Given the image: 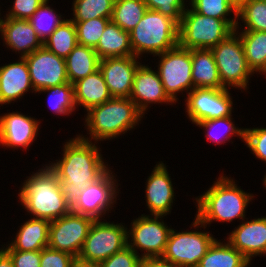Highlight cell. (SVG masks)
<instances>
[{
    "instance_id": "26",
    "label": "cell",
    "mask_w": 266,
    "mask_h": 267,
    "mask_svg": "<svg viewBox=\"0 0 266 267\" xmlns=\"http://www.w3.org/2000/svg\"><path fill=\"white\" fill-rule=\"evenodd\" d=\"M100 60L114 57L134 56L130 33L110 21L94 48Z\"/></svg>"
},
{
    "instance_id": "27",
    "label": "cell",
    "mask_w": 266,
    "mask_h": 267,
    "mask_svg": "<svg viewBox=\"0 0 266 267\" xmlns=\"http://www.w3.org/2000/svg\"><path fill=\"white\" fill-rule=\"evenodd\" d=\"M66 72L71 84L99 69L100 58L92 47L79 45L65 58Z\"/></svg>"
},
{
    "instance_id": "1",
    "label": "cell",
    "mask_w": 266,
    "mask_h": 267,
    "mask_svg": "<svg viewBox=\"0 0 266 267\" xmlns=\"http://www.w3.org/2000/svg\"><path fill=\"white\" fill-rule=\"evenodd\" d=\"M61 161L48 166L59 179L62 194L72 204L81 189L96 182L109 169L95 144L78 136L64 146Z\"/></svg>"
},
{
    "instance_id": "13",
    "label": "cell",
    "mask_w": 266,
    "mask_h": 267,
    "mask_svg": "<svg viewBox=\"0 0 266 267\" xmlns=\"http://www.w3.org/2000/svg\"><path fill=\"white\" fill-rule=\"evenodd\" d=\"M158 218H161V216L154 215L152 219L149 216L142 215L133 221V227H131L130 233L127 234V238H129L130 234L132 236L131 241L133 243L127 241V245L131 249L136 253V247L146 251L141 256L142 259L162 257L165 252L171 229L168 226L166 227L163 222H160Z\"/></svg>"
},
{
    "instance_id": "47",
    "label": "cell",
    "mask_w": 266,
    "mask_h": 267,
    "mask_svg": "<svg viewBox=\"0 0 266 267\" xmlns=\"http://www.w3.org/2000/svg\"><path fill=\"white\" fill-rule=\"evenodd\" d=\"M71 267H100L99 263L81 260L78 257L72 262Z\"/></svg>"
},
{
    "instance_id": "11",
    "label": "cell",
    "mask_w": 266,
    "mask_h": 267,
    "mask_svg": "<svg viewBox=\"0 0 266 267\" xmlns=\"http://www.w3.org/2000/svg\"><path fill=\"white\" fill-rule=\"evenodd\" d=\"M214 239L205 232H177L171 229L162 258L183 267H197Z\"/></svg>"
},
{
    "instance_id": "49",
    "label": "cell",
    "mask_w": 266,
    "mask_h": 267,
    "mask_svg": "<svg viewBox=\"0 0 266 267\" xmlns=\"http://www.w3.org/2000/svg\"><path fill=\"white\" fill-rule=\"evenodd\" d=\"M264 185H266V175H265V178H264ZM266 187V186H265Z\"/></svg>"
},
{
    "instance_id": "44",
    "label": "cell",
    "mask_w": 266,
    "mask_h": 267,
    "mask_svg": "<svg viewBox=\"0 0 266 267\" xmlns=\"http://www.w3.org/2000/svg\"><path fill=\"white\" fill-rule=\"evenodd\" d=\"M5 251L12 258L14 267H40L41 251Z\"/></svg>"
},
{
    "instance_id": "43",
    "label": "cell",
    "mask_w": 266,
    "mask_h": 267,
    "mask_svg": "<svg viewBox=\"0 0 266 267\" xmlns=\"http://www.w3.org/2000/svg\"><path fill=\"white\" fill-rule=\"evenodd\" d=\"M45 0H15L6 18L29 20Z\"/></svg>"
},
{
    "instance_id": "46",
    "label": "cell",
    "mask_w": 266,
    "mask_h": 267,
    "mask_svg": "<svg viewBox=\"0 0 266 267\" xmlns=\"http://www.w3.org/2000/svg\"><path fill=\"white\" fill-rule=\"evenodd\" d=\"M0 267H14L12 258L3 249H0Z\"/></svg>"
},
{
    "instance_id": "3",
    "label": "cell",
    "mask_w": 266,
    "mask_h": 267,
    "mask_svg": "<svg viewBox=\"0 0 266 267\" xmlns=\"http://www.w3.org/2000/svg\"><path fill=\"white\" fill-rule=\"evenodd\" d=\"M224 177L221 176L205 194L196 198L198 213L194 227L200 224L202 227L212 220L230 222L237 218L244 219L245 208L253 196L237 188L233 180Z\"/></svg>"
},
{
    "instance_id": "37",
    "label": "cell",
    "mask_w": 266,
    "mask_h": 267,
    "mask_svg": "<svg viewBox=\"0 0 266 267\" xmlns=\"http://www.w3.org/2000/svg\"><path fill=\"white\" fill-rule=\"evenodd\" d=\"M51 92L49 96L50 107L54 110L55 113L58 114H71L74 110L75 102H74V92H73V84L70 82L48 87L46 89L39 90L38 92Z\"/></svg>"
},
{
    "instance_id": "33",
    "label": "cell",
    "mask_w": 266,
    "mask_h": 267,
    "mask_svg": "<svg viewBox=\"0 0 266 267\" xmlns=\"http://www.w3.org/2000/svg\"><path fill=\"white\" fill-rule=\"evenodd\" d=\"M115 0H75L72 21H87L96 18L111 19Z\"/></svg>"
},
{
    "instance_id": "29",
    "label": "cell",
    "mask_w": 266,
    "mask_h": 267,
    "mask_svg": "<svg viewBox=\"0 0 266 267\" xmlns=\"http://www.w3.org/2000/svg\"><path fill=\"white\" fill-rule=\"evenodd\" d=\"M243 31L239 37L243 44L247 64L253 72L263 73L266 69V31Z\"/></svg>"
},
{
    "instance_id": "7",
    "label": "cell",
    "mask_w": 266,
    "mask_h": 267,
    "mask_svg": "<svg viewBox=\"0 0 266 267\" xmlns=\"http://www.w3.org/2000/svg\"><path fill=\"white\" fill-rule=\"evenodd\" d=\"M236 30L226 39L211 48L218 68L222 86L227 89L234 87L246 88L249 75L253 71L249 68L242 41ZM236 34V35H235ZM238 35V37H236Z\"/></svg>"
},
{
    "instance_id": "10",
    "label": "cell",
    "mask_w": 266,
    "mask_h": 267,
    "mask_svg": "<svg viewBox=\"0 0 266 267\" xmlns=\"http://www.w3.org/2000/svg\"><path fill=\"white\" fill-rule=\"evenodd\" d=\"M161 61L157 73L165 92L177 101L176 92L194 89L192 81V49L179 45L158 55Z\"/></svg>"
},
{
    "instance_id": "8",
    "label": "cell",
    "mask_w": 266,
    "mask_h": 267,
    "mask_svg": "<svg viewBox=\"0 0 266 267\" xmlns=\"http://www.w3.org/2000/svg\"><path fill=\"white\" fill-rule=\"evenodd\" d=\"M128 233L122 224L94 220L78 258L100 263L127 246Z\"/></svg>"
},
{
    "instance_id": "34",
    "label": "cell",
    "mask_w": 266,
    "mask_h": 267,
    "mask_svg": "<svg viewBox=\"0 0 266 267\" xmlns=\"http://www.w3.org/2000/svg\"><path fill=\"white\" fill-rule=\"evenodd\" d=\"M241 17L245 30L266 31V0H246L238 6L237 18Z\"/></svg>"
},
{
    "instance_id": "31",
    "label": "cell",
    "mask_w": 266,
    "mask_h": 267,
    "mask_svg": "<svg viewBox=\"0 0 266 267\" xmlns=\"http://www.w3.org/2000/svg\"><path fill=\"white\" fill-rule=\"evenodd\" d=\"M147 6L143 0H115L111 21L130 32L142 19Z\"/></svg>"
},
{
    "instance_id": "6",
    "label": "cell",
    "mask_w": 266,
    "mask_h": 267,
    "mask_svg": "<svg viewBox=\"0 0 266 267\" xmlns=\"http://www.w3.org/2000/svg\"><path fill=\"white\" fill-rule=\"evenodd\" d=\"M234 31L225 20L185 9L179 23L178 45L186 49H211Z\"/></svg>"
},
{
    "instance_id": "28",
    "label": "cell",
    "mask_w": 266,
    "mask_h": 267,
    "mask_svg": "<svg viewBox=\"0 0 266 267\" xmlns=\"http://www.w3.org/2000/svg\"><path fill=\"white\" fill-rule=\"evenodd\" d=\"M249 260L230 243L215 240L197 267H247Z\"/></svg>"
},
{
    "instance_id": "38",
    "label": "cell",
    "mask_w": 266,
    "mask_h": 267,
    "mask_svg": "<svg viewBox=\"0 0 266 267\" xmlns=\"http://www.w3.org/2000/svg\"><path fill=\"white\" fill-rule=\"evenodd\" d=\"M147 9L157 10L162 15L174 19L178 24L182 20L185 11L184 0H143Z\"/></svg>"
},
{
    "instance_id": "32",
    "label": "cell",
    "mask_w": 266,
    "mask_h": 267,
    "mask_svg": "<svg viewBox=\"0 0 266 267\" xmlns=\"http://www.w3.org/2000/svg\"><path fill=\"white\" fill-rule=\"evenodd\" d=\"M192 9L204 16L225 20L234 30H237L238 21L228 19L229 13L234 12L237 17L238 6L232 0H191Z\"/></svg>"
},
{
    "instance_id": "2",
    "label": "cell",
    "mask_w": 266,
    "mask_h": 267,
    "mask_svg": "<svg viewBox=\"0 0 266 267\" xmlns=\"http://www.w3.org/2000/svg\"><path fill=\"white\" fill-rule=\"evenodd\" d=\"M20 190L21 203L36 218L52 221L71 211V203L62 194L59 179L48 166L29 177Z\"/></svg>"
},
{
    "instance_id": "17",
    "label": "cell",
    "mask_w": 266,
    "mask_h": 267,
    "mask_svg": "<svg viewBox=\"0 0 266 267\" xmlns=\"http://www.w3.org/2000/svg\"><path fill=\"white\" fill-rule=\"evenodd\" d=\"M129 98L142 114H144L148 103L174 102L165 92L159 74L143 65H140L136 70Z\"/></svg>"
},
{
    "instance_id": "39",
    "label": "cell",
    "mask_w": 266,
    "mask_h": 267,
    "mask_svg": "<svg viewBox=\"0 0 266 267\" xmlns=\"http://www.w3.org/2000/svg\"><path fill=\"white\" fill-rule=\"evenodd\" d=\"M231 116H228V117H224V118H218V119H212V120H203V121H200L198 123H196V125H199V127H204V129L207 130H213L215 127L217 128V126H222L225 125L226 127V131L228 133H230L231 135H235L237 134L238 136L241 137V139L243 138V141H244V135H245V129H238L236 127H234V124L233 122H231ZM228 133H225V138L226 141L230 138V134L228 136ZM207 138L213 142H216V143H223L225 140H220L221 138H218V136H216V134H212L211 131H207V134H206ZM223 137V136H222ZM228 138V139H227Z\"/></svg>"
},
{
    "instance_id": "15",
    "label": "cell",
    "mask_w": 266,
    "mask_h": 267,
    "mask_svg": "<svg viewBox=\"0 0 266 267\" xmlns=\"http://www.w3.org/2000/svg\"><path fill=\"white\" fill-rule=\"evenodd\" d=\"M108 170L96 182L88 184L81 189L77 198L71 204V211L87 215L95 220L100 219L102 213L111 208V204L116 198V188L114 176ZM107 209V210H106Z\"/></svg>"
},
{
    "instance_id": "30",
    "label": "cell",
    "mask_w": 266,
    "mask_h": 267,
    "mask_svg": "<svg viewBox=\"0 0 266 267\" xmlns=\"http://www.w3.org/2000/svg\"><path fill=\"white\" fill-rule=\"evenodd\" d=\"M77 30L75 23L67 19L44 41L43 46L55 55L66 58L77 46Z\"/></svg>"
},
{
    "instance_id": "14",
    "label": "cell",
    "mask_w": 266,
    "mask_h": 267,
    "mask_svg": "<svg viewBox=\"0 0 266 267\" xmlns=\"http://www.w3.org/2000/svg\"><path fill=\"white\" fill-rule=\"evenodd\" d=\"M24 58L29 68L34 88L32 90L37 92L69 82L65 59L55 55L44 46Z\"/></svg>"
},
{
    "instance_id": "21",
    "label": "cell",
    "mask_w": 266,
    "mask_h": 267,
    "mask_svg": "<svg viewBox=\"0 0 266 267\" xmlns=\"http://www.w3.org/2000/svg\"><path fill=\"white\" fill-rule=\"evenodd\" d=\"M0 32L5 44L13 50L21 51L22 58L43 46L29 20L6 18L0 21Z\"/></svg>"
},
{
    "instance_id": "36",
    "label": "cell",
    "mask_w": 266,
    "mask_h": 267,
    "mask_svg": "<svg viewBox=\"0 0 266 267\" xmlns=\"http://www.w3.org/2000/svg\"><path fill=\"white\" fill-rule=\"evenodd\" d=\"M111 21L108 18H96L87 21H73L77 30L79 45L95 48L104 32L106 25Z\"/></svg>"
},
{
    "instance_id": "19",
    "label": "cell",
    "mask_w": 266,
    "mask_h": 267,
    "mask_svg": "<svg viewBox=\"0 0 266 267\" xmlns=\"http://www.w3.org/2000/svg\"><path fill=\"white\" fill-rule=\"evenodd\" d=\"M228 242L249 261L251 257L266 253V217L247 221L229 235Z\"/></svg>"
},
{
    "instance_id": "20",
    "label": "cell",
    "mask_w": 266,
    "mask_h": 267,
    "mask_svg": "<svg viewBox=\"0 0 266 267\" xmlns=\"http://www.w3.org/2000/svg\"><path fill=\"white\" fill-rule=\"evenodd\" d=\"M146 202L151 215L162 216L169 213L174 199V191L169 174L163 163L156 165L146 184Z\"/></svg>"
},
{
    "instance_id": "25",
    "label": "cell",
    "mask_w": 266,
    "mask_h": 267,
    "mask_svg": "<svg viewBox=\"0 0 266 267\" xmlns=\"http://www.w3.org/2000/svg\"><path fill=\"white\" fill-rule=\"evenodd\" d=\"M194 88L224 89L211 49H192Z\"/></svg>"
},
{
    "instance_id": "16",
    "label": "cell",
    "mask_w": 266,
    "mask_h": 267,
    "mask_svg": "<svg viewBox=\"0 0 266 267\" xmlns=\"http://www.w3.org/2000/svg\"><path fill=\"white\" fill-rule=\"evenodd\" d=\"M136 59L135 56H126L100 60L99 69L112 97H130L134 76L140 66Z\"/></svg>"
},
{
    "instance_id": "45",
    "label": "cell",
    "mask_w": 266,
    "mask_h": 267,
    "mask_svg": "<svg viewBox=\"0 0 266 267\" xmlns=\"http://www.w3.org/2000/svg\"><path fill=\"white\" fill-rule=\"evenodd\" d=\"M140 267H183L181 265L171 263L162 257L142 259Z\"/></svg>"
},
{
    "instance_id": "23",
    "label": "cell",
    "mask_w": 266,
    "mask_h": 267,
    "mask_svg": "<svg viewBox=\"0 0 266 267\" xmlns=\"http://www.w3.org/2000/svg\"><path fill=\"white\" fill-rule=\"evenodd\" d=\"M75 106L83 105L87 111L112 98L100 69L73 83Z\"/></svg>"
},
{
    "instance_id": "18",
    "label": "cell",
    "mask_w": 266,
    "mask_h": 267,
    "mask_svg": "<svg viewBox=\"0 0 266 267\" xmlns=\"http://www.w3.org/2000/svg\"><path fill=\"white\" fill-rule=\"evenodd\" d=\"M35 119L20 113H8L0 117V143L7 147H24L37 136L38 124Z\"/></svg>"
},
{
    "instance_id": "5",
    "label": "cell",
    "mask_w": 266,
    "mask_h": 267,
    "mask_svg": "<svg viewBox=\"0 0 266 267\" xmlns=\"http://www.w3.org/2000/svg\"><path fill=\"white\" fill-rule=\"evenodd\" d=\"M179 24L157 10L147 9L139 23L129 32L135 57L152 53L159 55L178 45Z\"/></svg>"
},
{
    "instance_id": "24",
    "label": "cell",
    "mask_w": 266,
    "mask_h": 267,
    "mask_svg": "<svg viewBox=\"0 0 266 267\" xmlns=\"http://www.w3.org/2000/svg\"><path fill=\"white\" fill-rule=\"evenodd\" d=\"M50 221L33 218L23 224L12 244L4 250L41 251L48 247Z\"/></svg>"
},
{
    "instance_id": "22",
    "label": "cell",
    "mask_w": 266,
    "mask_h": 267,
    "mask_svg": "<svg viewBox=\"0 0 266 267\" xmlns=\"http://www.w3.org/2000/svg\"><path fill=\"white\" fill-rule=\"evenodd\" d=\"M20 59V62L0 67V104L19 99L33 87L27 62L25 58Z\"/></svg>"
},
{
    "instance_id": "9",
    "label": "cell",
    "mask_w": 266,
    "mask_h": 267,
    "mask_svg": "<svg viewBox=\"0 0 266 267\" xmlns=\"http://www.w3.org/2000/svg\"><path fill=\"white\" fill-rule=\"evenodd\" d=\"M94 220L70 211L50 221L48 247L78 257Z\"/></svg>"
},
{
    "instance_id": "35",
    "label": "cell",
    "mask_w": 266,
    "mask_h": 267,
    "mask_svg": "<svg viewBox=\"0 0 266 267\" xmlns=\"http://www.w3.org/2000/svg\"><path fill=\"white\" fill-rule=\"evenodd\" d=\"M47 2L48 0H45L37 11L29 18V22L34 28L38 38L43 43L64 21L61 20V15H57L53 12V9L47 6Z\"/></svg>"
},
{
    "instance_id": "4",
    "label": "cell",
    "mask_w": 266,
    "mask_h": 267,
    "mask_svg": "<svg viewBox=\"0 0 266 267\" xmlns=\"http://www.w3.org/2000/svg\"><path fill=\"white\" fill-rule=\"evenodd\" d=\"M143 114L130 98L112 97L107 102L91 108L86 117L92 139L116 137L134 128Z\"/></svg>"
},
{
    "instance_id": "12",
    "label": "cell",
    "mask_w": 266,
    "mask_h": 267,
    "mask_svg": "<svg viewBox=\"0 0 266 267\" xmlns=\"http://www.w3.org/2000/svg\"><path fill=\"white\" fill-rule=\"evenodd\" d=\"M228 89L194 88L188 92L186 109L195 124L231 116L233 102Z\"/></svg>"
},
{
    "instance_id": "41",
    "label": "cell",
    "mask_w": 266,
    "mask_h": 267,
    "mask_svg": "<svg viewBox=\"0 0 266 267\" xmlns=\"http://www.w3.org/2000/svg\"><path fill=\"white\" fill-rule=\"evenodd\" d=\"M244 141L257 158L266 162V128H246Z\"/></svg>"
},
{
    "instance_id": "48",
    "label": "cell",
    "mask_w": 266,
    "mask_h": 267,
    "mask_svg": "<svg viewBox=\"0 0 266 267\" xmlns=\"http://www.w3.org/2000/svg\"><path fill=\"white\" fill-rule=\"evenodd\" d=\"M237 6H239L242 2L246 0H232Z\"/></svg>"
},
{
    "instance_id": "42",
    "label": "cell",
    "mask_w": 266,
    "mask_h": 267,
    "mask_svg": "<svg viewBox=\"0 0 266 267\" xmlns=\"http://www.w3.org/2000/svg\"><path fill=\"white\" fill-rule=\"evenodd\" d=\"M75 257L67 252L50 247L41 250L40 267H71Z\"/></svg>"
},
{
    "instance_id": "40",
    "label": "cell",
    "mask_w": 266,
    "mask_h": 267,
    "mask_svg": "<svg viewBox=\"0 0 266 267\" xmlns=\"http://www.w3.org/2000/svg\"><path fill=\"white\" fill-rule=\"evenodd\" d=\"M142 258L128 245L99 263L100 267H140Z\"/></svg>"
}]
</instances>
